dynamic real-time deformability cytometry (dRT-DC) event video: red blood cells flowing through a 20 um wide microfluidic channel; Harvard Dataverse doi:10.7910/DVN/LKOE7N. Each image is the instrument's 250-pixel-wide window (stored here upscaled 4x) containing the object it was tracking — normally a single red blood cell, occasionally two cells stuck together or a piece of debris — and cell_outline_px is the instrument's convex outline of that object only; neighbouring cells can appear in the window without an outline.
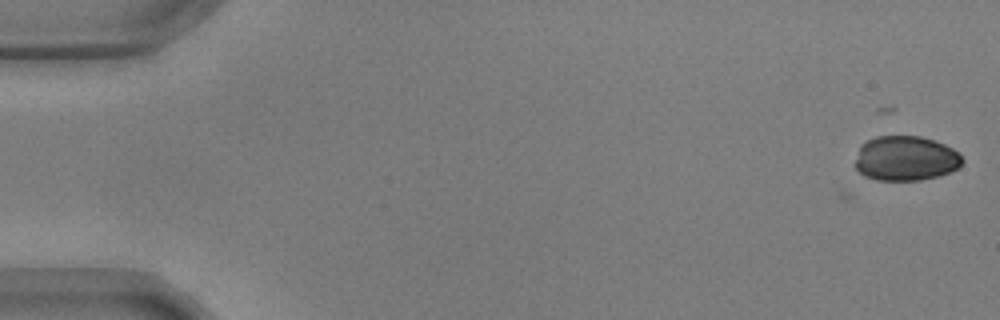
{"species": "common noctule bat (a hibernating species)", "species_latin": "Nyctalus noctula", "temperature_condition": "warm", "stored_images_in_passage": 49, "camera_frame_rate_fps": 3000, "um_per_image_px": 0.085, "animal": {"sex": "male", "body_mass_g": 17.9, "forearm_length_mm": 54.2}, "frame": {"image": 1, "passage_image": 1, "time_ms": 0.0, "image_size_px": [1000, 320], "cell_outline_px": [[964, 160], [956, 168], [940, 176], [920, 180], [876, 180], [864, 176], [856, 168], [856, 160], [860, 144], [876, 136], [920, 136], [944, 144], [952, 148]], "centroid_in_image_um": [76.95, 13.46], "position_along_channel_um": 8.0, "area_um2": 27.8}}
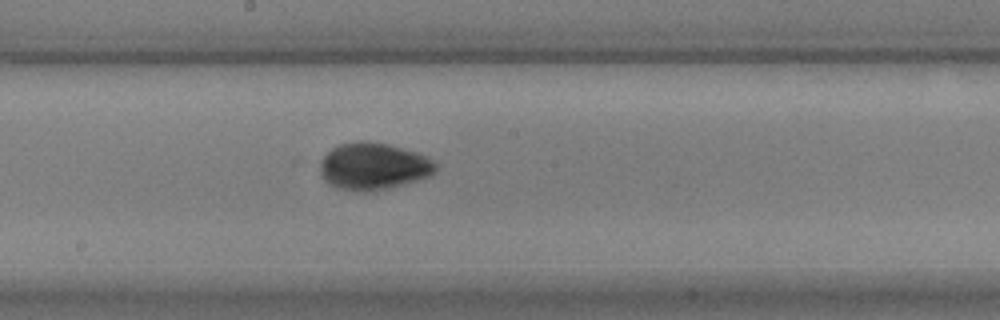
{"frame": {"image": 2, "passage_image": 30, "time_ms": 9.667, "image_size_px": [1000, 320], "cell_outline_px": [[440, 164], [436, 172], [432, 176], [376, 192], [364, 192], [336, 188], [328, 184], [324, 180], [320, 172], [320, 160], [332, 148], [340, 144], [360, 140], [388, 144], [416, 152], [428, 156]], "centroid_in_image_um": [31.78, 14.15], "position_along_channel_um": 216.4, "area_um2": 32.31}}
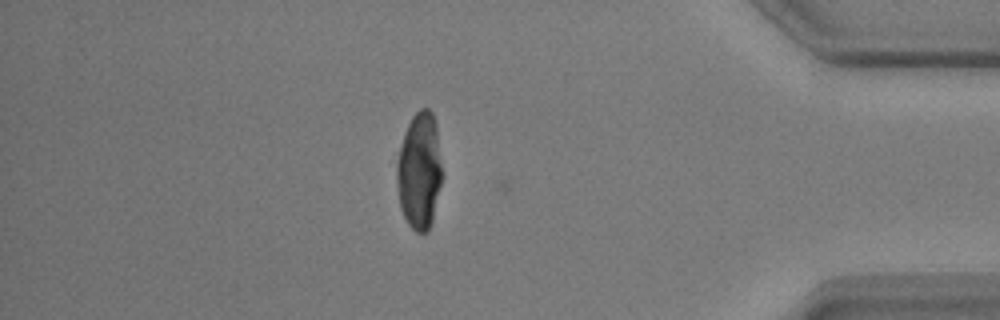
{"frame": {"image": 3, "passage_image": 48, "time_ms": 15.667, "image_size_px": [1000, 320], "cell_outline_px": [[440, 184], [432, 224], [428, 232], [416, 232], [408, 224], [400, 208], [396, 184], [396, 160], [404, 132], [412, 116], [420, 108], [428, 108], [432, 112], [436, 124], [440, 160]], "centroid_in_image_um": [35.61, 14.53], "position_along_channel_um": 399.6, "area_um2": 30.81}}